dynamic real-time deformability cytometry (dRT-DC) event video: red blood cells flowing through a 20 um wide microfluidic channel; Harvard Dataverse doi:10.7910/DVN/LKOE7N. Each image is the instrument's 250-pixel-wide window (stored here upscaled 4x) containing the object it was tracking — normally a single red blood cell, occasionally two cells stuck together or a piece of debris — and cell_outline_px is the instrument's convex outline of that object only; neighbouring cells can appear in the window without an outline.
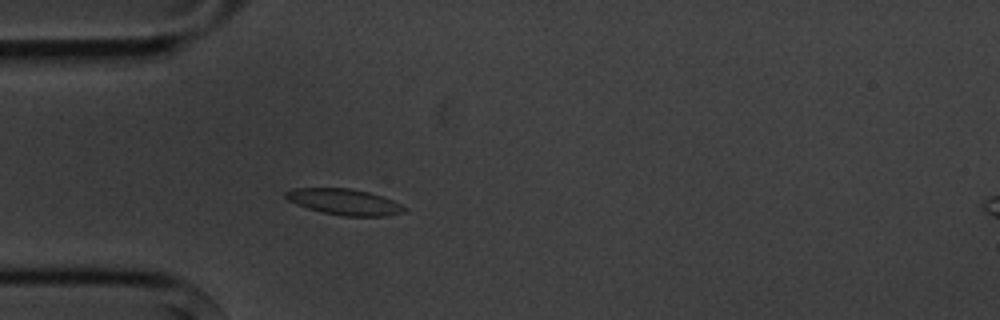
{"species": "common noctule bat (a hibernating species)", "species_latin": "Nyctalus noctula", "temperature_condition": "cold", "stored_images_in_passage": 4, "camera_frame_rate_fps": 3000, "um_per_image_px": 0.085, "animal": {"sex": "male", "body_mass_g": 20.1, "forearm_length_mm": 53.5}, "frame": {"image": 1, "passage_image": 4, "time_ms": 3.333, "image_size_px": [1000, 320], "cell_outline_px": [[408, 208], [404, 212], [388, 216], [344, 216], [324, 212], [308, 208], [296, 204], [288, 200], [284, 196], [284, 192], [292, 188], [348, 188], [368, 192], [392, 200]], "centroid_in_image_um": [29.26, 17.16], "position_along_channel_um": 55.7, "area_um2": 17.86}}